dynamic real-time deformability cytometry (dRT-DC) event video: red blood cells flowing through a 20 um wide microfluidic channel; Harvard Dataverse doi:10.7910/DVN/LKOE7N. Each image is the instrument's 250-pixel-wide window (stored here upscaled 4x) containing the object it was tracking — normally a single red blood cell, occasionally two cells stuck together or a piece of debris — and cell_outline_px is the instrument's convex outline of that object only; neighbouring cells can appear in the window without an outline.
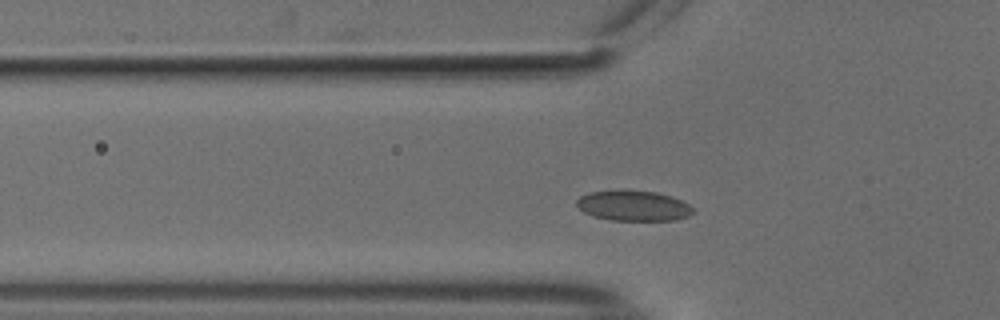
{"species": "common noctule bat (a hibernating species)", "species_latin": "Nyctalus noctula", "temperature_condition": "cold", "stored_images_in_passage": 47, "camera_frame_rate_fps": 3000, "um_per_image_px": 0.085, "animal": {"sex": "male", "body_mass_g": 18.8}, "frame": {"image": 1, "passage_image": 10, "time_ms": 3.0, "image_size_px": [1000, 320], "cell_outline_px": [[696, 212], [688, 216], [676, 220], [612, 220], [592, 216], [584, 212], [576, 204], [576, 200], [580, 196], [588, 192], [620, 188], [656, 192], [672, 196], [688, 204]], "centroid_in_image_um": [53.82, 17.46], "position_along_channel_um": 72.0, "area_um2": 21.04}}
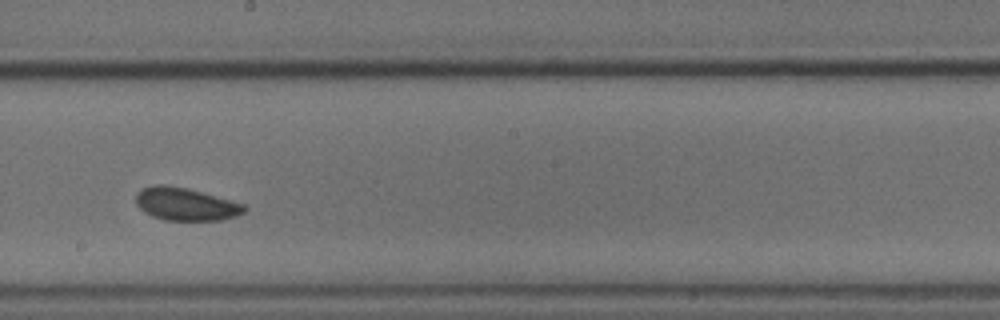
{"frame": {"image": 2, "passage_image": 23, "time_ms": 7.333, "image_size_px": [1000, 320], "cell_outline_px": [[248, 208], [244, 212], [236, 216], [220, 220], [164, 220], [152, 216], [144, 212], [136, 204], [136, 196], [144, 188], [156, 184], [164, 184], [188, 188], [244, 204]], "centroid_in_image_um": [15.79, 17.35], "position_along_channel_um": 232.4, "area_um2": 20.58}}
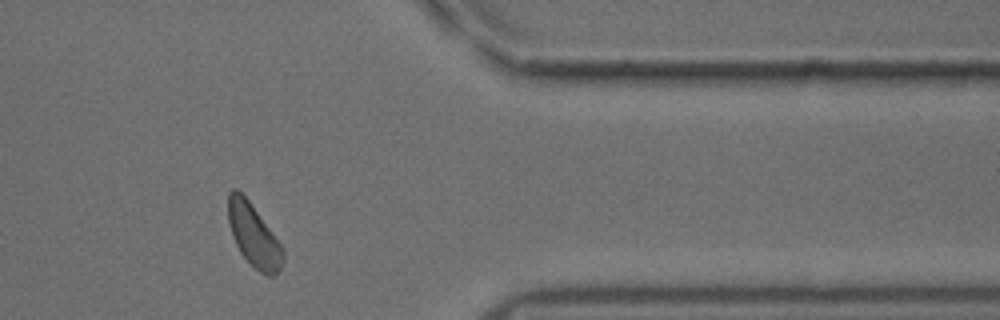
{"frame": {"image": 3, "passage_image": 37, "time_ms": 12.0, "image_size_px": [1000, 320], "cell_outline_px": [[284, 260], [280, 268], [272, 276], [268, 276], [260, 272], [240, 252], [232, 236], [228, 224], [228, 192], [232, 188], [236, 188], [248, 200], [284, 248]], "centroid_in_image_um": [21.55, 19.99], "position_along_channel_um": 389.9, "area_um2": 19.77}, "authors_computed_cell_mechanics": {"area_um2": 20.3456, "velocity_mm_per_s": 3.7125, "shape_relaxation_time_tau1_ms": 1.3863, "shape_relaxation_time_tau2_ms": null, "deformation_change_tau1": 0.0425, "deformation_change_tau2": null}}